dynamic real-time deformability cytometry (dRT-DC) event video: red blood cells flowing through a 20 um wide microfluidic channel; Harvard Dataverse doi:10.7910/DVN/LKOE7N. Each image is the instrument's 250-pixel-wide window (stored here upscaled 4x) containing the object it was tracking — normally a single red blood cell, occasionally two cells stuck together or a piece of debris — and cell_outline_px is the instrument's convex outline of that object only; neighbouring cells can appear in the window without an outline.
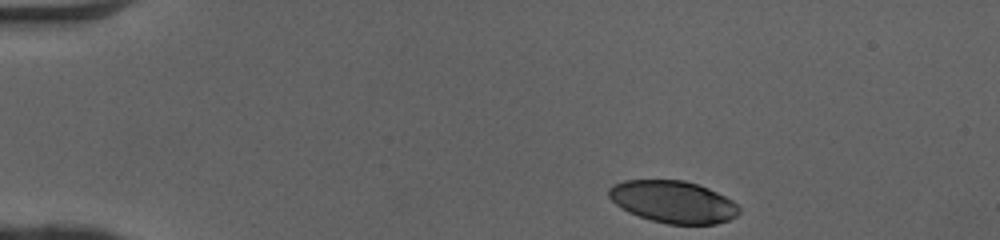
{"species": "human", "species_latin": "Homo sapiens", "temperature_condition": "cold", "stored_images_in_passage": 43, "camera_frame_rate_fps": 3000, "um_per_image_px": 0.085, "donor": {"sex": "female"}, "frame": {"image": 1, "passage_image": 1, "time_ms": 0.0, "image_size_px": [1000, 240], "cell_outline_px": [[740, 212], [736, 216], [728, 220], [716, 224], [668, 224], [652, 220], [628, 212], [616, 204], [608, 196], [608, 188], [612, 184], [624, 180], [684, 180], [708, 188], [732, 200], [740, 208]], "centroid_in_image_um": [57.2, 17.15], "position_along_channel_um": 27.8, "area_um2": 31.91}}
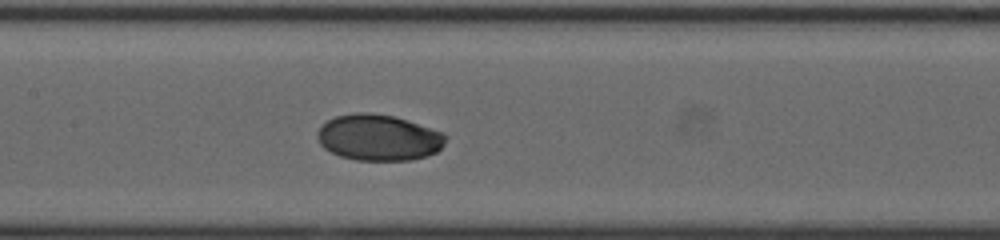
{"frame": {"image": 2, "passage_image": 18, "time_ms": 5.667, "image_size_px": [1000, 240], "cell_outline_px": [[444, 144], [436, 152], [428, 156], [412, 160], [356, 160], [340, 156], [324, 148], [320, 144], [316, 136], [316, 132], [328, 120], [336, 116], [356, 112], [364, 112], [392, 116], [444, 132]], "centroid_in_image_um": [32.16, 11.7], "position_along_channel_um": 175.2, "area_um2": 34.22}}
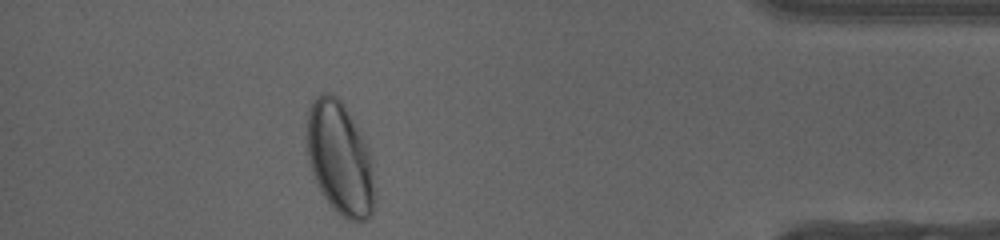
{"frame": {"image": 3, "passage_image": 38, "time_ms": 12.333, "image_size_px": [1000, 240], "cell_outline_px": [[372, 212], [364, 220], [348, 220], [336, 212], [332, 208], [324, 196], [312, 172], [308, 156], [308, 108], [312, 100], [316, 96], [324, 92], [328, 92], [336, 96], [340, 100], [364, 140], [368, 148], [372, 160]], "centroid_in_image_um": [28.86, 13.44], "position_along_channel_um": 406.3, "area_um2": 43.47}, "authors_computed_cell_mechanics": {"area_um2": 34.2754, "velocity_mm_per_s": 4.0732, "shape_relaxation_time_tau1_ms": 2.5888, "shape_relaxation_time_tau2_ms": null, "deformation_change_tau1": 0.1272, "deformation_change_tau2": null}}